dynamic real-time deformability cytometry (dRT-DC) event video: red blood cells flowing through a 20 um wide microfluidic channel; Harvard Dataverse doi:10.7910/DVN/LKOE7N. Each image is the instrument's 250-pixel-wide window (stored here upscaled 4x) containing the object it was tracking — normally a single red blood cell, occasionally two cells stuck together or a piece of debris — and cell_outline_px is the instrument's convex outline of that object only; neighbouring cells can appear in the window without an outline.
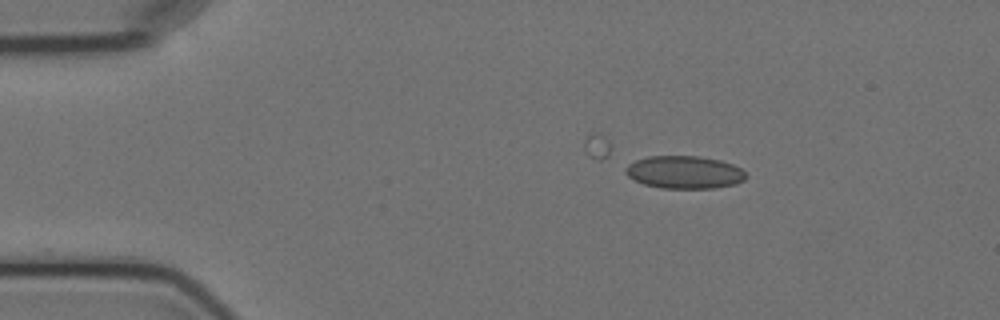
{"species": "Egyptian fruit bat (a non-hibernating species)", "species_latin": "Rousettus aegyptiacus", "temperature_condition": "cold", "stored_images_in_passage": 4, "segment_of_instrument_passage": [1, 2], "camera_frame_rate_fps": 3000, "um_per_image_px": 0.085, "animal": {"sex": "female"}, "frame": {"image": 1, "passage_image": 1, "time_ms": 0.0, "image_size_px": [1000, 320], "cell_outline_px": [[748, 176], [744, 180], [736, 184], [716, 188], [660, 188], [644, 184], [632, 180], [624, 172], [624, 168], [628, 164], [636, 160], [648, 156], [700, 156], [720, 160], [732, 164], [740, 168]], "centroid_in_image_um": [58.15, 14.64], "position_along_channel_um": 26.8, "area_um2": 23.18}}